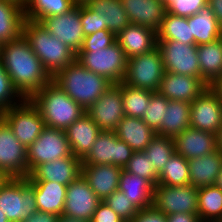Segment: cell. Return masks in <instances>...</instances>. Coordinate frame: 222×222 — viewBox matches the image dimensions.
Wrapping results in <instances>:
<instances>
[{
	"mask_svg": "<svg viewBox=\"0 0 222 222\" xmlns=\"http://www.w3.org/2000/svg\"><path fill=\"white\" fill-rule=\"evenodd\" d=\"M1 62L24 99H30L52 80L23 34L4 43Z\"/></svg>",
	"mask_w": 222,
	"mask_h": 222,
	"instance_id": "1",
	"label": "cell"
},
{
	"mask_svg": "<svg viewBox=\"0 0 222 222\" xmlns=\"http://www.w3.org/2000/svg\"><path fill=\"white\" fill-rule=\"evenodd\" d=\"M52 80L85 111L112 85L105 77L87 70L77 60Z\"/></svg>",
	"mask_w": 222,
	"mask_h": 222,
	"instance_id": "2",
	"label": "cell"
},
{
	"mask_svg": "<svg viewBox=\"0 0 222 222\" xmlns=\"http://www.w3.org/2000/svg\"><path fill=\"white\" fill-rule=\"evenodd\" d=\"M30 100L39 109L45 127L49 128L65 130L86 113L53 80L43 86Z\"/></svg>",
	"mask_w": 222,
	"mask_h": 222,
	"instance_id": "3",
	"label": "cell"
},
{
	"mask_svg": "<svg viewBox=\"0 0 222 222\" xmlns=\"http://www.w3.org/2000/svg\"><path fill=\"white\" fill-rule=\"evenodd\" d=\"M22 34L51 77L76 60L77 54L39 22L25 20Z\"/></svg>",
	"mask_w": 222,
	"mask_h": 222,
	"instance_id": "4",
	"label": "cell"
},
{
	"mask_svg": "<svg viewBox=\"0 0 222 222\" xmlns=\"http://www.w3.org/2000/svg\"><path fill=\"white\" fill-rule=\"evenodd\" d=\"M0 208L10 222H22L37 211L34 187L27 177H10L0 189Z\"/></svg>",
	"mask_w": 222,
	"mask_h": 222,
	"instance_id": "5",
	"label": "cell"
},
{
	"mask_svg": "<svg viewBox=\"0 0 222 222\" xmlns=\"http://www.w3.org/2000/svg\"><path fill=\"white\" fill-rule=\"evenodd\" d=\"M76 60L87 70L105 77L112 84L122 82L126 73L127 58L117 42L103 49L79 51Z\"/></svg>",
	"mask_w": 222,
	"mask_h": 222,
	"instance_id": "6",
	"label": "cell"
},
{
	"mask_svg": "<svg viewBox=\"0 0 222 222\" xmlns=\"http://www.w3.org/2000/svg\"><path fill=\"white\" fill-rule=\"evenodd\" d=\"M165 73L161 51L154 50L127 59L122 82L130 87L158 92Z\"/></svg>",
	"mask_w": 222,
	"mask_h": 222,
	"instance_id": "7",
	"label": "cell"
},
{
	"mask_svg": "<svg viewBox=\"0 0 222 222\" xmlns=\"http://www.w3.org/2000/svg\"><path fill=\"white\" fill-rule=\"evenodd\" d=\"M0 116L7 122L14 135L28 148L40 136L45 128L39 109L30 99H24L16 106L5 109Z\"/></svg>",
	"mask_w": 222,
	"mask_h": 222,
	"instance_id": "8",
	"label": "cell"
},
{
	"mask_svg": "<svg viewBox=\"0 0 222 222\" xmlns=\"http://www.w3.org/2000/svg\"><path fill=\"white\" fill-rule=\"evenodd\" d=\"M134 151L119 139L114 131H101L91 150L81 160L82 165H115L122 169L127 165Z\"/></svg>",
	"mask_w": 222,
	"mask_h": 222,
	"instance_id": "9",
	"label": "cell"
},
{
	"mask_svg": "<svg viewBox=\"0 0 222 222\" xmlns=\"http://www.w3.org/2000/svg\"><path fill=\"white\" fill-rule=\"evenodd\" d=\"M71 155L65 131L45 127L36 141L27 148L28 175L42 163Z\"/></svg>",
	"mask_w": 222,
	"mask_h": 222,
	"instance_id": "10",
	"label": "cell"
},
{
	"mask_svg": "<svg viewBox=\"0 0 222 222\" xmlns=\"http://www.w3.org/2000/svg\"><path fill=\"white\" fill-rule=\"evenodd\" d=\"M152 206L166 216L176 213H198V188L157 185L153 187Z\"/></svg>",
	"mask_w": 222,
	"mask_h": 222,
	"instance_id": "11",
	"label": "cell"
},
{
	"mask_svg": "<svg viewBox=\"0 0 222 222\" xmlns=\"http://www.w3.org/2000/svg\"><path fill=\"white\" fill-rule=\"evenodd\" d=\"M165 71L194 76L202 80L197 45L182 44L175 40H157Z\"/></svg>",
	"mask_w": 222,
	"mask_h": 222,
	"instance_id": "12",
	"label": "cell"
},
{
	"mask_svg": "<svg viewBox=\"0 0 222 222\" xmlns=\"http://www.w3.org/2000/svg\"><path fill=\"white\" fill-rule=\"evenodd\" d=\"M0 171L9 177H27V148L19 142L13 130L0 116Z\"/></svg>",
	"mask_w": 222,
	"mask_h": 222,
	"instance_id": "13",
	"label": "cell"
},
{
	"mask_svg": "<svg viewBox=\"0 0 222 222\" xmlns=\"http://www.w3.org/2000/svg\"><path fill=\"white\" fill-rule=\"evenodd\" d=\"M39 23L76 54L80 51L85 35L80 19V4L69 12L42 18Z\"/></svg>",
	"mask_w": 222,
	"mask_h": 222,
	"instance_id": "14",
	"label": "cell"
},
{
	"mask_svg": "<svg viewBox=\"0 0 222 222\" xmlns=\"http://www.w3.org/2000/svg\"><path fill=\"white\" fill-rule=\"evenodd\" d=\"M86 113L101 131H115L125 116L121 82L119 84H112L101 97L86 110Z\"/></svg>",
	"mask_w": 222,
	"mask_h": 222,
	"instance_id": "15",
	"label": "cell"
},
{
	"mask_svg": "<svg viewBox=\"0 0 222 222\" xmlns=\"http://www.w3.org/2000/svg\"><path fill=\"white\" fill-rule=\"evenodd\" d=\"M100 202L101 200L81 174L66 188L65 205L62 214L90 222Z\"/></svg>",
	"mask_w": 222,
	"mask_h": 222,
	"instance_id": "16",
	"label": "cell"
},
{
	"mask_svg": "<svg viewBox=\"0 0 222 222\" xmlns=\"http://www.w3.org/2000/svg\"><path fill=\"white\" fill-rule=\"evenodd\" d=\"M190 127L216 135L222 126V104L207 88L190 103Z\"/></svg>",
	"mask_w": 222,
	"mask_h": 222,
	"instance_id": "17",
	"label": "cell"
},
{
	"mask_svg": "<svg viewBox=\"0 0 222 222\" xmlns=\"http://www.w3.org/2000/svg\"><path fill=\"white\" fill-rule=\"evenodd\" d=\"M82 161L71 156L42 163L36 166L27 176L28 181H50L68 186L81 175Z\"/></svg>",
	"mask_w": 222,
	"mask_h": 222,
	"instance_id": "18",
	"label": "cell"
},
{
	"mask_svg": "<svg viewBox=\"0 0 222 222\" xmlns=\"http://www.w3.org/2000/svg\"><path fill=\"white\" fill-rule=\"evenodd\" d=\"M207 88L197 77L165 71L158 92L168 100L192 103Z\"/></svg>",
	"mask_w": 222,
	"mask_h": 222,
	"instance_id": "19",
	"label": "cell"
},
{
	"mask_svg": "<svg viewBox=\"0 0 222 222\" xmlns=\"http://www.w3.org/2000/svg\"><path fill=\"white\" fill-rule=\"evenodd\" d=\"M130 23L158 32L166 13V3L161 0H121Z\"/></svg>",
	"mask_w": 222,
	"mask_h": 222,
	"instance_id": "20",
	"label": "cell"
},
{
	"mask_svg": "<svg viewBox=\"0 0 222 222\" xmlns=\"http://www.w3.org/2000/svg\"><path fill=\"white\" fill-rule=\"evenodd\" d=\"M175 152L187 160L217 150L216 135L189 127L174 138Z\"/></svg>",
	"mask_w": 222,
	"mask_h": 222,
	"instance_id": "21",
	"label": "cell"
},
{
	"mask_svg": "<svg viewBox=\"0 0 222 222\" xmlns=\"http://www.w3.org/2000/svg\"><path fill=\"white\" fill-rule=\"evenodd\" d=\"M116 42L128 59L154 50L157 47V32L130 23L116 36Z\"/></svg>",
	"mask_w": 222,
	"mask_h": 222,
	"instance_id": "22",
	"label": "cell"
},
{
	"mask_svg": "<svg viewBox=\"0 0 222 222\" xmlns=\"http://www.w3.org/2000/svg\"><path fill=\"white\" fill-rule=\"evenodd\" d=\"M121 172L122 168L115 165L93 164L81 167V174L101 201L118 190Z\"/></svg>",
	"mask_w": 222,
	"mask_h": 222,
	"instance_id": "23",
	"label": "cell"
},
{
	"mask_svg": "<svg viewBox=\"0 0 222 222\" xmlns=\"http://www.w3.org/2000/svg\"><path fill=\"white\" fill-rule=\"evenodd\" d=\"M72 154L81 160L88 154L101 132L92 118L85 113L65 130Z\"/></svg>",
	"mask_w": 222,
	"mask_h": 222,
	"instance_id": "24",
	"label": "cell"
},
{
	"mask_svg": "<svg viewBox=\"0 0 222 222\" xmlns=\"http://www.w3.org/2000/svg\"><path fill=\"white\" fill-rule=\"evenodd\" d=\"M190 185L195 188L215 185L222 168V153L210 154L188 160Z\"/></svg>",
	"mask_w": 222,
	"mask_h": 222,
	"instance_id": "25",
	"label": "cell"
},
{
	"mask_svg": "<svg viewBox=\"0 0 222 222\" xmlns=\"http://www.w3.org/2000/svg\"><path fill=\"white\" fill-rule=\"evenodd\" d=\"M134 152L144 151L157 133L142 119L124 116L114 131Z\"/></svg>",
	"mask_w": 222,
	"mask_h": 222,
	"instance_id": "26",
	"label": "cell"
},
{
	"mask_svg": "<svg viewBox=\"0 0 222 222\" xmlns=\"http://www.w3.org/2000/svg\"><path fill=\"white\" fill-rule=\"evenodd\" d=\"M34 187L37 211L52 213L57 216L62 215L66 185L50 181H29Z\"/></svg>",
	"mask_w": 222,
	"mask_h": 222,
	"instance_id": "27",
	"label": "cell"
},
{
	"mask_svg": "<svg viewBox=\"0 0 222 222\" xmlns=\"http://www.w3.org/2000/svg\"><path fill=\"white\" fill-rule=\"evenodd\" d=\"M86 5L99 14L102 30H109L115 36L130 24L121 0H89Z\"/></svg>",
	"mask_w": 222,
	"mask_h": 222,
	"instance_id": "28",
	"label": "cell"
},
{
	"mask_svg": "<svg viewBox=\"0 0 222 222\" xmlns=\"http://www.w3.org/2000/svg\"><path fill=\"white\" fill-rule=\"evenodd\" d=\"M188 26L194 37V45L211 43L222 37V27L208 5L188 17Z\"/></svg>",
	"mask_w": 222,
	"mask_h": 222,
	"instance_id": "29",
	"label": "cell"
},
{
	"mask_svg": "<svg viewBox=\"0 0 222 222\" xmlns=\"http://www.w3.org/2000/svg\"><path fill=\"white\" fill-rule=\"evenodd\" d=\"M118 189L139 210L152 206L153 186L142 177L128 173L122 169Z\"/></svg>",
	"mask_w": 222,
	"mask_h": 222,
	"instance_id": "30",
	"label": "cell"
},
{
	"mask_svg": "<svg viewBox=\"0 0 222 222\" xmlns=\"http://www.w3.org/2000/svg\"><path fill=\"white\" fill-rule=\"evenodd\" d=\"M202 81L208 86L222 75V37L211 43L197 45Z\"/></svg>",
	"mask_w": 222,
	"mask_h": 222,
	"instance_id": "31",
	"label": "cell"
},
{
	"mask_svg": "<svg viewBox=\"0 0 222 222\" xmlns=\"http://www.w3.org/2000/svg\"><path fill=\"white\" fill-rule=\"evenodd\" d=\"M190 103L169 100L158 135L175 138L190 127Z\"/></svg>",
	"mask_w": 222,
	"mask_h": 222,
	"instance_id": "32",
	"label": "cell"
},
{
	"mask_svg": "<svg viewBox=\"0 0 222 222\" xmlns=\"http://www.w3.org/2000/svg\"><path fill=\"white\" fill-rule=\"evenodd\" d=\"M25 7L0 0V41L4 44L22 35Z\"/></svg>",
	"mask_w": 222,
	"mask_h": 222,
	"instance_id": "33",
	"label": "cell"
},
{
	"mask_svg": "<svg viewBox=\"0 0 222 222\" xmlns=\"http://www.w3.org/2000/svg\"><path fill=\"white\" fill-rule=\"evenodd\" d=\"M198 216L201 222H222V189L216 184L198 189Z\"/></svg>",
	"mask_w": 222,
	"mask_h": 222,
	"instance_id": "34",
	"label": "cell"
},
{
	"mask_svg": "<svg viewBox=\"0 0 222 222\" xmlns=\"http://www.w3.org/2000/svg\"><path fill=\"white\" fill-rule=\"evenodd\" d=\"M76 5L73 0H27L25 19L39 22L44 17L69 12Z\"/></svg>",
	"mask_w": 222,
	"mask_h": 222,
	"instance_id": "35",
	"label": "cell"
},
{
	"mask_svg": "<svg viewBox=\"0 0 222 222\" xmlns=\"http://www.w3.org/2000/svg\"><path fill=\"white\" fill-rule=\"evenodd\" d=\"M157 40H175L182 44L194 45V37L188 26V18L166 12L162 20Z\"/></svg>",
	"mask_w": 222,
	"mask_h": 222,
	"instance_id": "36",
	"label": "cell"
},
{
	"mask_svg": "<svg viewBox=\"0 0 222 222\" xmlns=\"http://www.w3.org/2000/svg\"><path fill=\"white\" fill-rule=\"evenodd\" d=\"M190 184L188 160L176 152L159 174L158 185L185 186Z\"/></svg>",
	"mask_w": 222,
	"mask_h": 222,
	"instance_id": "37",
	"label": "cell"
},
{
	"mask_svg": "<svg viewBox=\"0 0 222 222\" xmlns=\"http://www.w3.org/2000/svg\"><path fill=\"white\" fill-rule=\"evenodd\" d=\"M123 111L126 116L140 118L144 116L153 91L130 87L121 82Z\"/></svg>",
	"mask_w": 222,
	"mask_h": 222,
	"instance_id": "38",
	"label": "cell"
},
{
	"mask_svg": "<svg viewBox=\"0 0 222 222\" xmlns=\"http://www.w3.org/2000/svg\"><path fill=\"white\" fill-rule=\"evenodd\" d=\"M144 153L159 175L170 157L175 153L174 139L157 134L145 148Z\"/></svg>",
	"mask_w": 222,
	"mask_h": 222,
	"instance_id": "39",
	"label": "cell"
},
{
	"mask_svg": "<svg viewBox=\"0 0 222 222\" xmlns=\"http://www.w3.org/2000/svg\"><path fill=\"white\" fill-rule=\"evenodd\" d=\"M128 173L138 175L147 180L153 187L158 185L159 175L156 173L144 151L134 152L127 165L123 168Z\"/></svg>",
	"mask_w": 222,
	"mask_h": 222,
	"instance_id": "40",
	"label": "cell"
},
{
	"mask_svg": "<svg viewBox=\"0 0 222 222\" xmlns=\"http://www.w3.org/2000/svg\"><path fill=\"white\" fill-rule=\"evenodd\" d=\"M168 99L159 92H153L148 104V108L142 120L156 133L160 130L164 120L165 110H167Z\"/></svg>",
	"mask_w": 222,
	"mask_h": 222,
	"instance_id": "41",
	"label": "cell"
},
{
	"mask_svg": "<svg viewBox=\"0 0 222 222\" xmlns=\"http://www.w3.org/2000/svg\"><path fill=\"white\" fill-rule=\"evenodd\" d=\"M24 98L13 86L10 76L0 62V113L5 109L16 106L21 103Z\"/></svg>",
	"mask_w": 222,
	"mask_h": 222,
	"instance_id": "42",
	"label": "cell"
},
{
	"mask_svg": "<svg viewBox=\"0 0 222 222\" xmlns=\"http://www.w3.org/2000/svg\"><path fill=\"white\" fill-rule=\"evenodd\" d=\"M104 202L125 222H132L133 217L139 212V209L119 189L109 195Z\"/></svg>",
	"mask_w": 222,
	"mask_h": 222,
	"instance_id": "43",
	"label": "cell"
},
{
	"mask_svg": "<svg viewBox=\"0 0 222 222\" xmlns=\"http://www.w3.org/2000/svg\"><path fill=\"white\" fill-rule=\"evenodd\" d=\"M208 5V0H168L166 12L188 18Z\"/></svg>",
	"mask_w": 222,
	"mask_h": 222,
	"instance_id": "44",
	"label": "cell"
},
{
	"mask_svg": "<svg viewBox=\"0 0 222 222\" xmlns=\"http://www.w3.org/2000/svg\"><path fill=\"white\" fill-rule=\"evenodd\" d=\"M116 42V36L109 30H100L85 36L80 51H93V49H103Z\"/></svg>",
	"mask_w": 222,
	"mask_h": 222,
	"instance_id": "45",
	"label": "cell"
},
{
	"mask_svg": "<svg viewBox=\"0 0 222 222\" xmlns=\"http://www.w3.org/2000/svg\"><path fill=\"white\" fill-rule=\"evenodd\" d=\"M80 19L85 36L102 30V20L99 14L92 11L86 4H80Z\"/></svg>",
	"mask_w": 222,
	"mask_h": 222,
	"instance_id": "46",
	"label": "cell"
},
{
	"mask_svg": "<svg viewBox=\"0 0 222 222\" xmlns=\"http://www.w3.org/2000/svg\"><path fill=\"white\" fill-rule=\"evenodd\" d=\"M90 222H125L104 201H101L94 211Z\"/></svg>",
	"mask_w": 222,
	"mask_h": 222,
	"instance_id": "47",
	"label": "cell"
},
{
	"mask_svg": "<svg viewBox=\"0 0 222 222\" xmlns=\"http://www.w3.org/2000/svg\"><path fill=\"white\" fill-rule=\"evenodd\" d=\"M132 222H167V216L151 206L139 210V212L133 217Z\"/></svg>",
	"mask_w": 222,
	"mask_h": 222,
	"instance_id": "48",
	"label": "cell"
},
{
	"mask_svg": "<svg viewBox=\"0 0 222 222\" xmlns=\"http://www.w3.org/2000/svg\"><path fill=\"white\" fill-rule=\"evenodd\" d=\"M58 217L55 214L35 211L32 215L25 218L22 222H57Z\"/></svg>",
	"mask_w": 222,
	"mask_h": 222,
	"instance_id": "49",
	"label": "cell"
},
{
	"mask_svg": "<svg viewBox=\"0 0 222 222\" xmlns=\"http://www.w3.org/2000/svg\"><path fill=\"white\" fill-rule=\"evenodd\" d=\"M167 222H201L198 213H176L167 216Z\"/></svg>",
	"mask_w": 222,
	"mask_h": 222,
	"instance_id": "50",
	"label": "cell"
},
{
	"mask_svg": "<svg viewBox=\"0 0 222 222\" xmlns=\"http://www.w3.org/2000/svg\"><path fill=\"white\" fill-rule=\"evenodd\" d=\"M208 89L217 97L222 104V75L214 79L209 85Z\"/></svg>",
	"mask_w": 222,
	"mask_h": 222,
	"instance_id": "51",
	"label": "cell"
},
{
	"mask_svg": "<svg viewBox=\"0 0 222 222\" xmlns=\"http://www.w3.org/2000/svg\"><path fill=\"white\" fill-rule=\"evenodd\" d=\"M208 6L213 11L219 25L222 27V0H208Z\"/></svg>",
	"mask_w": 222,
	"mask_h": 222,
	"instance_id": "52",
	"label": "cell"
},
{
	"mask_svg": "<svg viewBox=\"0 0 222 222\" xmlns=\"http://www.w3.org/2000/svg\"><path fill=\"white\" fill-rule=\"evenodd\" d=\"M57 222H88V221L78 219V218H75V217L65 216V215L62 214L58 217Z\"/></svg>",
	"mask_w": 222,
	"mask_h": 222,
	"instance_id": "53",
	"label": "cell"
},
{
	"mask_svg": "<svg viewBox=\"0 0 222 222\" xmlns=\"http://www.w3.org/2000/svg\"><path fill=\"white\" fill-rule=\"evenodd\" d=\"M216 147L217 151L222 153V126L218 129L216 133Z\"/></svg>",
	"mask_w": 222,
	"mask_h": 222,
	"instance_id": "54",
	"label": "cell"
},
{
	"mask_svg": "<svg viewBox=\"0 0 222 222\" xmlns=\"http://www.w3.org/2000/svg\"><path fill=\"white\" fill-rule=\"evenodd\" d=\"M10 177L5 174L4 172L0 171V189L1 187L5 184V182L9 179Z\"/></svg>",
	"mask_w": 222,
	"mask_h": 222,
	"instance_id": "55",
	"label": "cell"
},
{
	"mask_svg": "<svg viewBox=\"0 0 222 222\" xmlns=\"http://www.w3.org/2000/svg\"><path fill=\"white\" fill-rule=\"evenodd\" d=\"M2 1L10 2V3L14 4V5L19 6V7H24L22 5V0H2Z\"/></svg>",
	"mask_w": 222,
	"mask_h": 222,
	"instance_id": "56",
	"label": "cell"
},
{
	"mask_svg": "<svg viewBox=\"0 0 222 222\" xmlns=\"http://www.w3.org/2000/svg\"><path fill=\"white\" fill-rule=\"evenodd\" d=\"M216 185L222 189V168H221L220 174L218 175Z\"/></svg>",
	"mask_w": 222,
	"mask_h": 222,
	"instance_id": "57",
	"label": "cell"
},
{
	"mask_svg": "<svg viewBox=\"0 0 222 222\" xmlns=\"http://www.w3.org/2000/svg\"><path fill=\"white\" fill-rule=\"evenodd\" d=\"M0 222H10L8 219H7V216L3 213V211L1 210L0 208Z\"/></svg>",
	"mask_w": 222,
	"mask_h": 222,
	"instance_id": "58",
	"label": "cell"
},
{
	"mask_svg": "<svg viewBox=\"0 0 222 222\" xmlns=\"http://www.w3.org/2000/svg\"><path fill=\"white\" fill-rule=\"evenodd\" d=\"M76 4H86L89 0H73Z\"/></svg>",
	"mask_w": 222,
	"mask_h": 222,
	"instance_id": "59",
	"label": "cell"
},
{
	"mask_svg": "<svg viewBox=\"0 0 222 222\" xmlns=\"http://www.w3.org/2000/svg\"><path fill=\"white\" fill-rule=\"evenodd\" d=\"M3 45L4 44L0 41V62H1V58H2Z\"/></svg>",
	"mask_w": 222,
	"mask_h": 222,
	"instance_id": "60",
	"label": "cell"
},
{
	"mask_svg": "<svg viewBox=\"0 0 222 222\" xmlns=\"http://www.w3.org/2000/svg\"><path fill=\"white\" fill-rule=\"evenodd\" d=\"M27 0H22V5L25 7Z\"/></svg>",
	"mask_w": 222,
	"mask_h": 222,
	"instance_id": "61",
	"label": "cell"
}]
</instances>
